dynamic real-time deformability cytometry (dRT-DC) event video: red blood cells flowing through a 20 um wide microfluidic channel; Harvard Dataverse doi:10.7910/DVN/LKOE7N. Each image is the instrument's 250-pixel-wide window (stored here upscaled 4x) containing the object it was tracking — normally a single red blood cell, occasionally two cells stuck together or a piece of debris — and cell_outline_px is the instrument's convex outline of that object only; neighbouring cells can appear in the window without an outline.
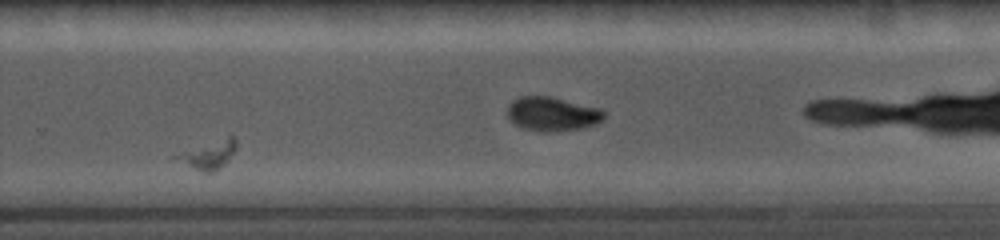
{"species": "common noctule bat (a hibernating species)", "species_latin": "Nyctalus noctula", "temperature_condition": "cold", "stored_images_in_passage": 45, "segment_of_instrument_passage": [1, 2], "camera_frame_rate_fps": 5000, "um_per_image_px": 0.085, "animal": {"sex": "female", "body_mass_g": 19.0, "forearm_length_mm": 56.7}, "frame": {"image": 1, "passage_image": 31, "time_ms": 8.0, "image_size_px": [1000, 240], "cell_outline_px": [[236, 148], [228, 160], [216, 172], [204, 172], [172, 156], [228, 132], [236, 140]], "centroid_in_image_um": [17.83, 13.05], "position_along_channel_um": 312.0, "area_um2": 10.0}}